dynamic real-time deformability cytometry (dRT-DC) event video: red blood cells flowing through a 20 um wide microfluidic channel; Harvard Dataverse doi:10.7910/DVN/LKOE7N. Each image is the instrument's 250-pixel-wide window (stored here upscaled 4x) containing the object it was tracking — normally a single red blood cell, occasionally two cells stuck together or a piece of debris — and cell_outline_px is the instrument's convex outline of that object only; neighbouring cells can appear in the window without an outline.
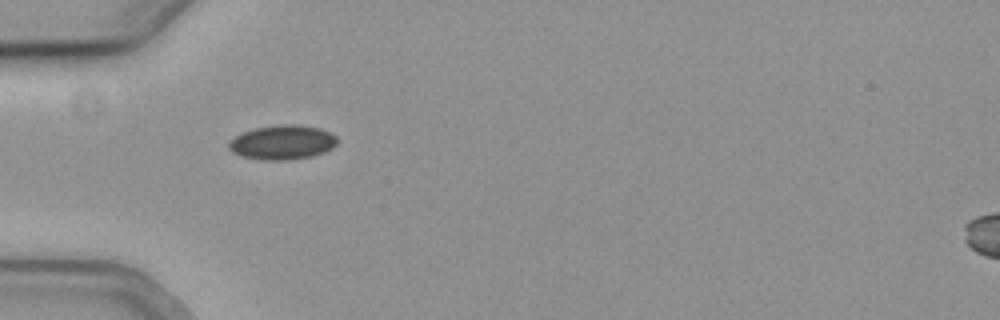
{"species": "common noctule bat (a hibernating species)", "species_latin": "Nyctalus noctula", "temperature_condition": "cold", "stored_images_in_passage": 31, "camera_frame_rate_fps": 3000, "um_per_image_px": 0.085, "animal": {"sex": "female", "body_mass_g": 19.3, "forearm_length_mm": 54.1}, "frame": {"image": 1, "passage_image": 1, "time_ms": 0.0, "image_size_px": [1000, 320], "cell_outline_px": [[336, 144], [332, 148], [324, 152], [312, 156], [284, 160], [264, 160], [240, 156], [232, 152], [228, 148], [228, 140], [244, 132], [256, 128], [280, 124], [296, 124], [320, 128], [332, 132], [336, 136]], "centroid_in_image_um": [24.0, 12.09], "position_along_channel_um": 61.0, "area_um2": 21.79}}
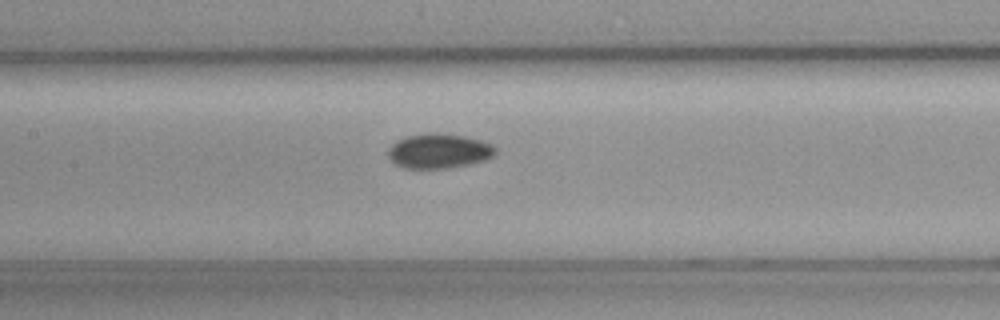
{"frame": {"image": 2, "passage_image": 10, "time_ms": 3.0, "image_size_px": [1000, 320], "cell_outline_px": [[496, 152], [492, 156], [484, 160], [468, 164], [448, 168], [404, 168], [396, 164], [388, 156], [388, 148], [396, 140], [408, 136], [428, 132], [436, 132], [464, 136], [484, 140], [492, 144], [496, 148]], "centroid_in_image_um": [37.31, 12.82], "position_along_channel_um": 170.1, "area_um2": 21.79}}
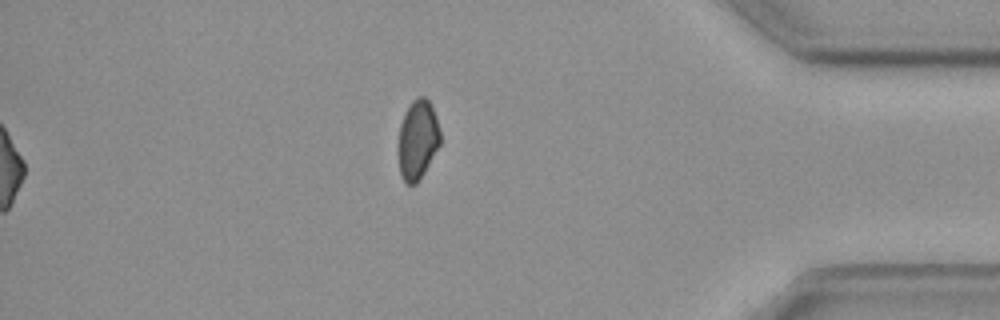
{"frame": {"image": 3, "passage_image": 31, "time_ms": 10.0, "image_size_px": [1000, 320], "cell_outline_px": [[440, 144], [424, 172], [416, 184], [404, 184], [400, 176], [396, 152], [396, 148], [400, 124], [404, 112], [412, 100], [416, 96], [424, 96], [428, 100], [432, 108], [440, 132]], "centroid_in_image_um": [35.43, 11.9], "position_along_channel_um": 399.8, "area_um2": 19.83}}